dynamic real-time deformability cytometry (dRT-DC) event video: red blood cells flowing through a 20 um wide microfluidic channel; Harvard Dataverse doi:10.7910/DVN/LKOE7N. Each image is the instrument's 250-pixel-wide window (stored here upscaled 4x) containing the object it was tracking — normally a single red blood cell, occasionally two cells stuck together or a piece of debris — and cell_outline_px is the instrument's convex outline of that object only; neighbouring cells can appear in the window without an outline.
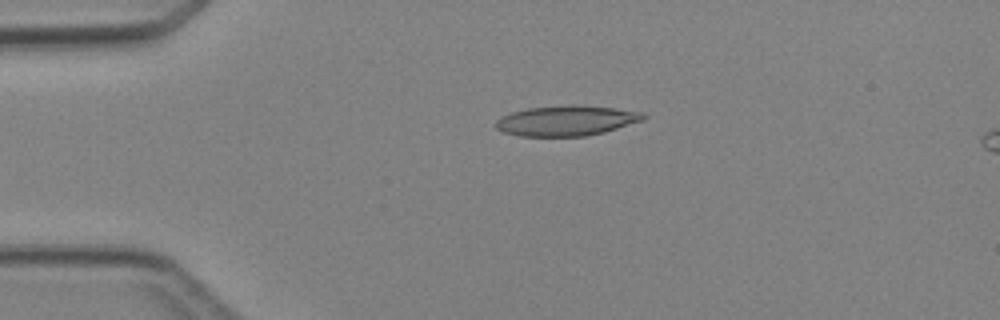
{"species": "Egyptian fruit bat (a non-hibernating species)", "species_latin": "Rousettus aegyptiacus", "temperature_condition": "cold", "stored_images_in_passage": 4, "camera_frame_rate_fps": 3000, "um_per_image_px": 0.085, "animal": {"sex": "female"}, "frame": {"image": 1, "passage_image": 3, "time_ms": 2.667, "image_size_px": [1000, 320], "cell_outline_px": [[648, 116], [644, 120], [604, 132], [584, 136], [520, 136], [504, 132], [496, 128], [496, 120], [500, 116], [512, 112], [528, 108], [568, 104], [580, 104], [612, 108], [640, 112]], "centroid_in_image_um": [48.13, 10.24], "position_along_channel_um": 36.9, "area_um2": 26.07}}